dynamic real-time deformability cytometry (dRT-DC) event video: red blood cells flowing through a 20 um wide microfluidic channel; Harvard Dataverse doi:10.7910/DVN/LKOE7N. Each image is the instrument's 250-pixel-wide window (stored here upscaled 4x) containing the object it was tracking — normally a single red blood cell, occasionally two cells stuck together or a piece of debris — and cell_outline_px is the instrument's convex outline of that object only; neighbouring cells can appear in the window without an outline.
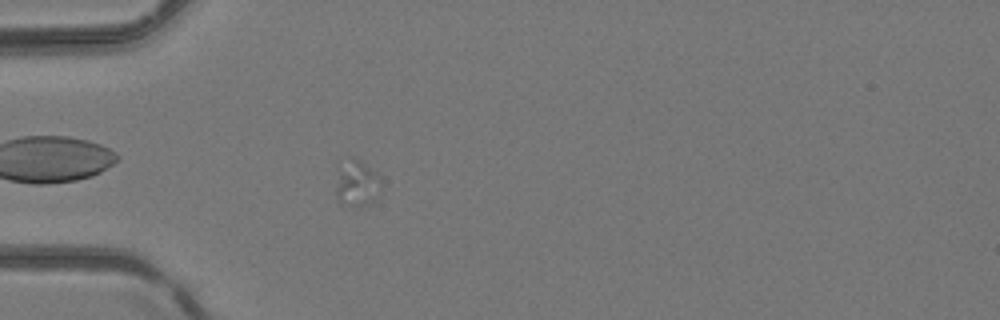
{"species": "common noctule bat (a hibernating species)", "species_latin": "Nyctalus noctula", "temperature_condition": "room temperature", "stored_images_in_passage": 5, "camera_frame_rate_fps": 3000, "um_per_image_px": 0.085, "animal": {"sex": "female", "body_mass_g": 24.6, "forearm_length_mm": 56.2}, "frame": {"image": 1, "passage_image": 5, "time_ms": 1.333, "image_size_px": [1000, 320], "cell_outline_px": [[380, 180], [376, 200], [364, 208], [340, 204], [336, 200], [336, 168], [348, 156], [352, 156], [360, 160], [376, 172], [380, 176]], "centroid_in_image_um": [30.28, 15.59], "position_along_channel_um": 54.7, "area_um2": 12.83}}